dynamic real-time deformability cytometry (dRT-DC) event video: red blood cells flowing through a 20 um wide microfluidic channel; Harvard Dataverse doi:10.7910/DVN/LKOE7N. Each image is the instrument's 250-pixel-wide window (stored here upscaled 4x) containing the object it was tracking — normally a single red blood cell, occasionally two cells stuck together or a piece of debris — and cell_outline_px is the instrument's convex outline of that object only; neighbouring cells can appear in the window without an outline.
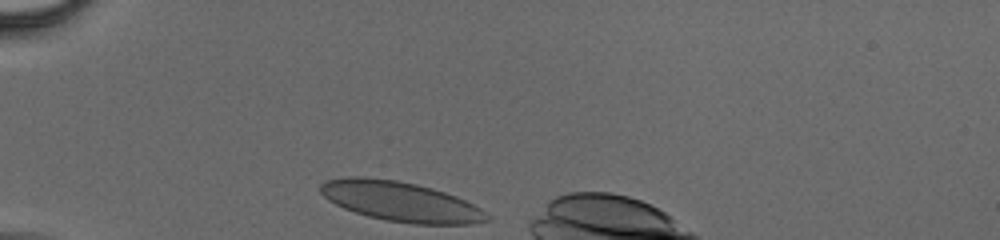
{"species": "human", "species_latin": "Homo sapiens", "temperature_condition": "cold", "stored_images_in_passage": 8, "camera_frame_rate_fps": 3000, "um_per_image_px": 0.085, "donor": {"sex": "male"}, "frame": {"image": 1, "passage_image": 1, "time_ms": 0.0, "image_size_px": [1000, 240], "cell_outline_px": [[492, 220], [468, 224], [412, 224], [388, 220], [368, 216], [344, 208], [328, 200], [320, 192], [320, 184], [328, 180], [352, 176], [356, 176], [396, 180], [416, 184], [432, 188], [456, 196], [480, 208], [492, 216]], "centroid_in_image_um": [34.08, 17.13], "position_along_channel_um": 50.9, "area_um2": 38.38}}
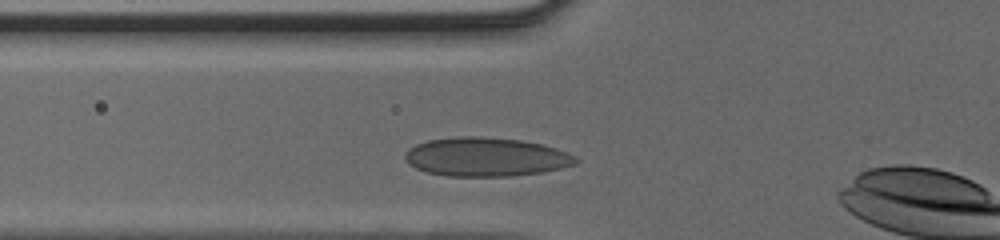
{"frame": {"image": 2, "passage_image": 6, "time_ms": 1.667, "image_size_px": [1000, 240], "cell_outline_px": [[580, 160], [576, 164], [544, 172], [508, 176], [448, 176], [428, 172], [416, 168], [408, 164], [404, 160], [404, 156], [416, 144], [428, 140], [456, 136], [480, 136], [520, 140], [544, 144], [556, 148], [576, 156]], "centroid_in_image_um": [41.33, 13.33], "position_along_channel_um": 84.5, "area_um2": 38.73}}